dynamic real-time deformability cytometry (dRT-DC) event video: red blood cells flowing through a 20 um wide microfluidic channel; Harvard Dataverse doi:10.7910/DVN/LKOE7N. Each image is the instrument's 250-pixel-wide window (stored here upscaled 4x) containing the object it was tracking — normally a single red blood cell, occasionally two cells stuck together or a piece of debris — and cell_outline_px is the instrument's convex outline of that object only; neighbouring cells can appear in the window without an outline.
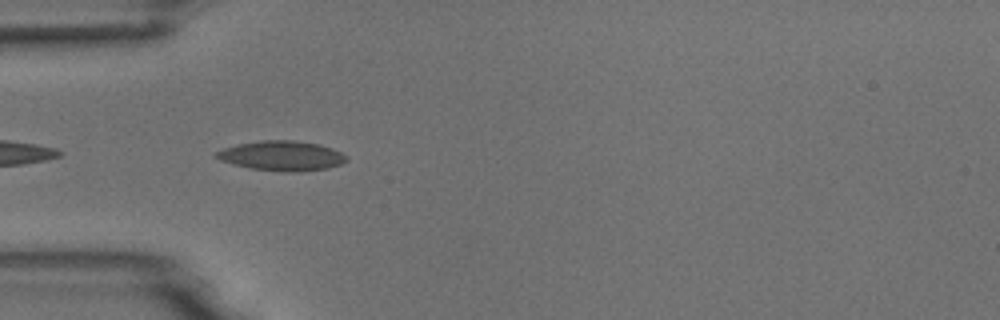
{"species": "common noctule bat (a hibernating species)", "species_latin": "Nyctalus noctula", "temperature_condition": "room temperature", "stored_images_in_passage": 11, "camera_frame_rate_fps": 3000, "um_per_image_px": 0.085, "animal": {"sex": "male", "body_mass_g": 18.8}, "frame": {"image": 1, "passage_image": 5, "time_ms": 4.333, "image_size_px": [1000, 320], "cell_outline_px": [[348, 160], [340, 164], [328, 168], [296, 172], [288, 172], [248, 168], [220, 160], [212, 156], [216, 152], [224, 148], [236, 144], [260, 140], [292, 140], [320, 144], [332, 148], [348, 156]], "centroid_in_image_um": [23.94, 13.24], "position_along_channel_um": 61.1, "area_um2": 22.72}}
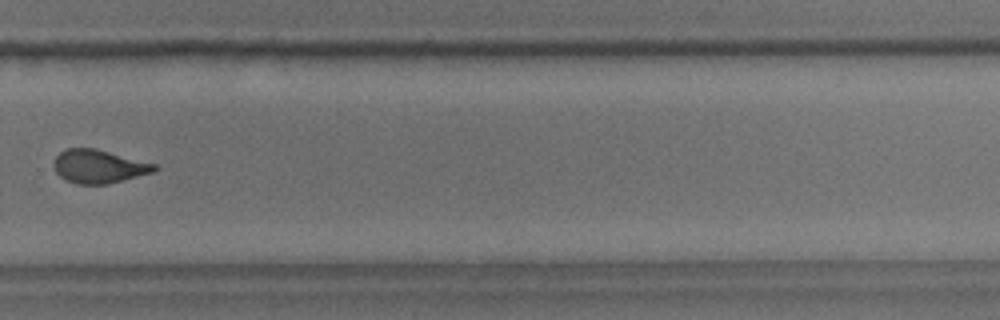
{"frame": {"image": 2, "passage_image": 11, "time_ms": 11.333, "image_size_px": [1000, 320], "cell_outline_px": [[160, 168], [152, 172], [108, 184], [76, 184], [60, 176], [56, 172], [52, 164], [56, 156], [60, 152], [68, 148], [96, 148], [156, 164]], "centroid_in_image_um": [8.39, 14.14], "position_along_channel_um": 321.4, "area_um2": 19.54}}